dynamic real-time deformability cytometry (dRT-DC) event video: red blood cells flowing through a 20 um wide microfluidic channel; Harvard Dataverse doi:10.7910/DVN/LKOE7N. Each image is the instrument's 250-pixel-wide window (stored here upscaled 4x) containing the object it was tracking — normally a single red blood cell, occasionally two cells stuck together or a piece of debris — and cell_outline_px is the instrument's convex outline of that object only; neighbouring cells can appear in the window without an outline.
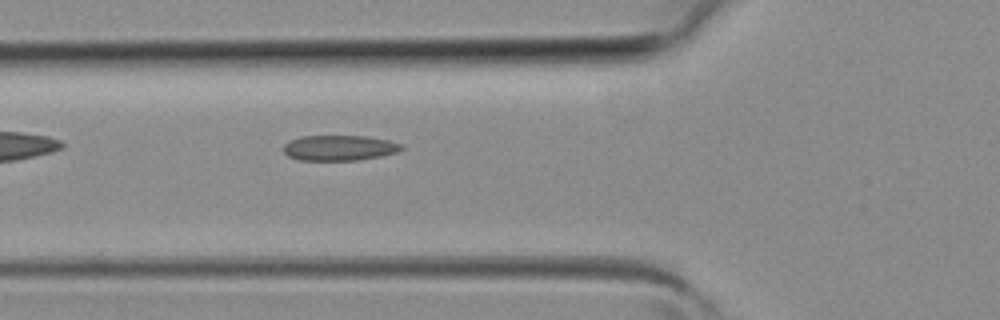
{"species": "common noctule bat (a hibernating species)", "species_latin": "Nyctalus noctula", "temperature_condition": "room temperature", "stored_images_in_passage": 2, "camera_frame_rate_fps": 3000, "um_per_image_px": 0.085, "animal": {"sex": "female", "body_mass_g": 19.3, "forearm_length_mm": 54.1}, "frame": {"image": 1, "passage_image": 2, "time_ms": 0.333, "image_size_px": [1000, 320], "cell_outline_px": [[404, 148], [396, 152], [380, 156], [356, 160], [300, 160], [288, 156], [284, 152], [284, 144], [300, 136], [364, 136], [388, 140], [404, 144]], "centroid_in_image_um": [28.86, 12.56], "position_along_channel_um": 96.9, "area_um2": 17.34}}